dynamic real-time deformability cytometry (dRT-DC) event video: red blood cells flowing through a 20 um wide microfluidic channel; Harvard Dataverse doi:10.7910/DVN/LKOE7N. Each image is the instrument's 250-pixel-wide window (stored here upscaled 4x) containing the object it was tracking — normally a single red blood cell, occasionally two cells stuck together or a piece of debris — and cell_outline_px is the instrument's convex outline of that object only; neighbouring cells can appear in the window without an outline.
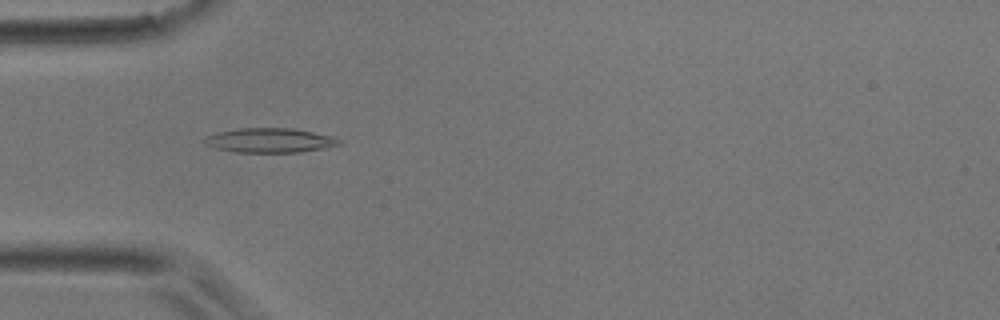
{"species": "common noctule bat (a hibernating species)", "species_latin": "Nyctalus noctula", "temperature_condition": "room temperature", "stored_images_in_passage": 5, "camera_frame_rate_fps": 3000, "um_per_image_px": 0.085, "animal": {"sex": "male", "body_mass_g": 17.9}, "frame": {"image": 1, "passage_image": 4, "time_ms": 1.0, "image_size_px": [1000, 320], "cell_outline_px": [[340, 144], [324, 148], [300, 152], [236, 152], [216, 148], [208, 144], [204, 140], [208, 136], [220, 132], [240, 128], [292, 128], [332, 136], [340, 140]], "centroid_in_image_um": [22.98, 11.93], "position_along_channel_um": 62.0, "area_um2": 18.79}}
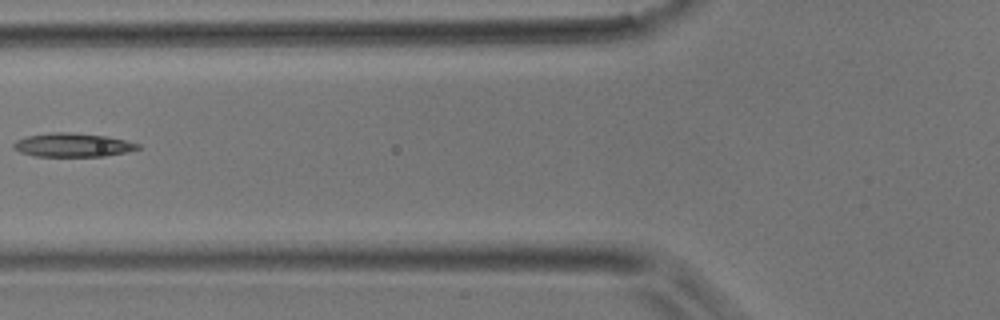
{"frame": {"image": 2, "passage_image": 5, "time_ms": 1.333, "image_size_px": [1000, 320], "cell_outline_px": [[140, 148], [124, 152], [104, 156], [36, 156], [20, 152], [12, 148], [12, 144], [16, 140], [28, 136], [52, 132], [68, 132], [104, 136], [124, 140], [140, 144]], "centroid_in_image_um": [6.13, 12.32], "position_along_channel_um": 119.7, "area_um2": 16.94}}